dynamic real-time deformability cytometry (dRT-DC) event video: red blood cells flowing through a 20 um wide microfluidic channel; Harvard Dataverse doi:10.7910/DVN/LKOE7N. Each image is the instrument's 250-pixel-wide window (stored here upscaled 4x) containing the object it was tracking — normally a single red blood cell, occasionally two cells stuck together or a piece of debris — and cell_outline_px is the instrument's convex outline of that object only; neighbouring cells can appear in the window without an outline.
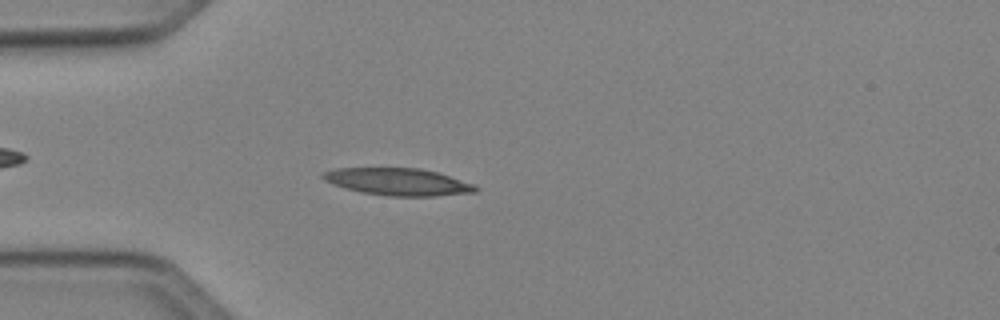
{"species": "Egyptian fruit bat (a non-hibernating species)", "species_latin": "Rousettus aegyptiacus", "temperature_condition": "cold", "stored_images_in_passage": 50, "camera_frame_rate_fps": 3000, "um_per_image_px": 0.085, "animal": {"sex": "female"}, "frame": {"image": 1, "passage_image": 14, "time_ms": 4.333, "image_size_px": [1000, 320], "cell_outline_px": [[480, 188], [476, 192], [436, 196], [388, 196], [364, 192], [332, 184], [324, 180], [320, 176], [324, 172], [336, 168], [420, 168], [436, 172], [476, 184]], "centroid_in_image_um": [33.88, 15.45], "position_along_channel_um": 51.1, "area_um2": 24.1}}
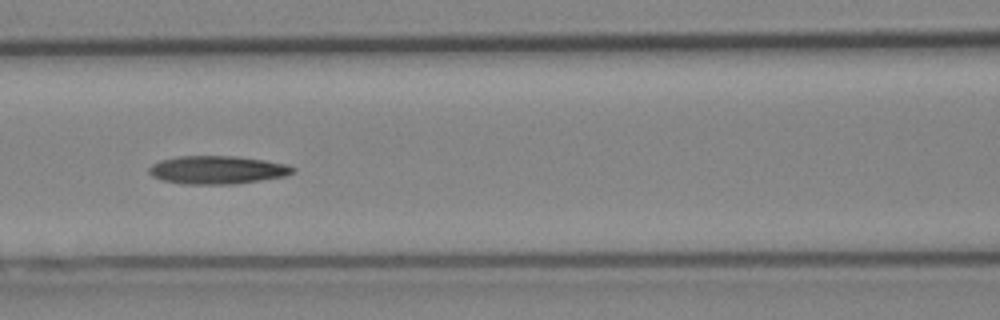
{"frame": {"image": 2, "passage_image": 22, "time_ms": 7.0, "image_size_px": [1000, 320], "cell_outline_px": [[296, 172], [284, 176], [260, 180], [232, 184], [184, 184], [160, 180], [152, 176], [148, 172], [148, 168], [152, 164], [160, 160], [180, 156], [236, 156], [264, 160], [288, 164], [296, 168]], "centroid_in_image_um": [18.46, 14.44], "position_along_channel_um": 148.1, "area_um2": 23.7}}
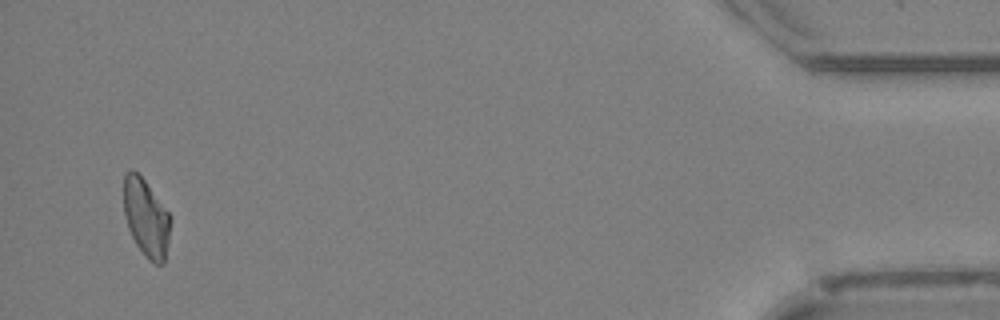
{"frame": {"image": 3, "passage_image": 48, "time_ms": 15.667, "image_size_px": [1000, 320], "cell_outline_px": [[172, 220], [164, 264], [156, 264], [148, 260], [136, 244], [128, 228], [124, 216], [124, 176], [132, 168], [144, 180], [172, 216]], "centroid_in_image_um": [12.44, 18.54], "position_along_channel_um": 422.8, "area_um2": 21.21}}